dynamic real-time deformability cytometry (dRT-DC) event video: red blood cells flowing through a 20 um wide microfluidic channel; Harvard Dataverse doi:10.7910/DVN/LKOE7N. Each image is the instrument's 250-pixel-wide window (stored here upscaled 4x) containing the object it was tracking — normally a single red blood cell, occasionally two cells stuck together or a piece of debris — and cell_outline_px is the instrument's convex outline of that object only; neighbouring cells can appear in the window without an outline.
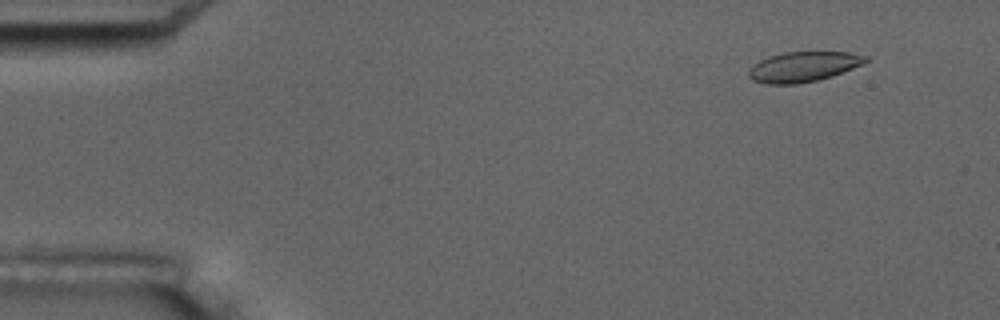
{"species": "common noctule bat (a hibernating species)", "species_latin": "Nyctalus noctula", "temperature_condition": "room temperature", "stored_images_in_passage": 15, "camera_frame_rate_fps": 3000, "um_per_image_px": 0.085, "animal": {"sex": "male", "body_mass_g": 17.5, "forearm_length_mm": 52.3}, "frame": {"image": 1, "passage_image": 1, "time_ms": 0.0, "image_size_px": [1000, 320], "cell_outline_px": [[868, 60], [864, 64], [832, 76], [816, 80], [796, 84], [764, 84], [752, 80], [748, 76], [748, 68], [760, 60], [768, 56], [784, 52], [852, 52], [868, 56]], "centroid_in_image_um": [68.27, 5.67], "position_along_channel_um": 16.7, "area_um2": 20.69}}
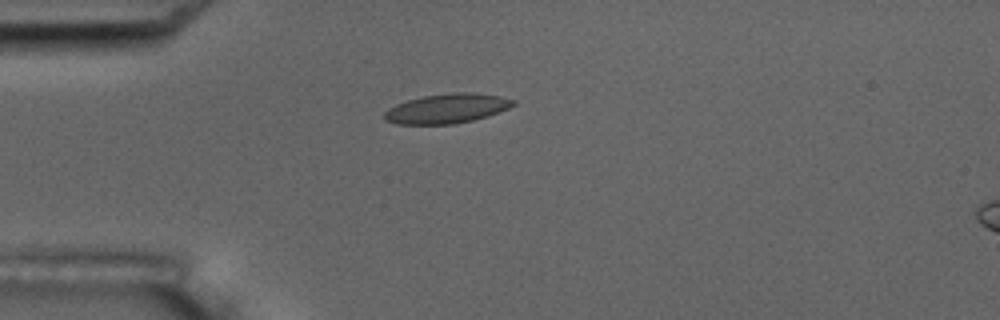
{"frame": {"image": 2, "passage_image": 3, "time_ms": 3.333, "image_size_px": [1000, 320], "cell_outline_px": [[516, 104], [508, 108], [488, 116], [472, 120], [452, 124], [396, 124], [384, 120], [384, 112], [388, 108], [396, 104], [408, 100], [424, 96], [452, 92], [472, 92], [500, 96], [516, 100]], "centroid_in_image_um": [37.99, 9.22], "position_along_channel_um": 47.0, "area_um2": 22.2}}
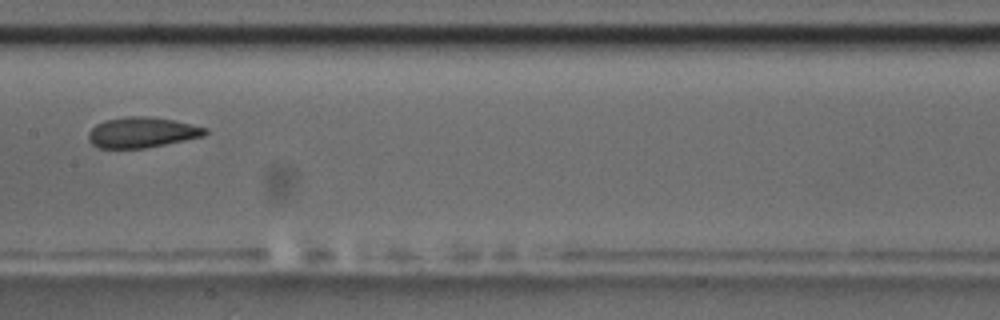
{"frame": {"image": 3, "passage_image": 7, "time_ms": 8.0, "image_size_px": [1000, 320], "cell_outline_px": [[208, 132], [204, 136], [144, 148], [100, 148], [92, 144], [88, 140], [88, 132], [96, 124], [104, 120], [128, 116], [148, 116], [172, 120], [192, 124], [208, 128]], "centroid_in_image_um": [12.05, 11.25], "position_along_channel_um": 195.4, "area_um2": 20.69}, "authors_computed_cell_mechanics": {"area_um2": 21.386, "velocity_mm_per_s": 3.5109, "shape_relaxation_time_tau1_ms": 2.3299, "shape_relaxation_time_tau2_ms": 1.395, "deformation_change_tau1": 0.0786, "deformation_change_tau2": 0.0535}}